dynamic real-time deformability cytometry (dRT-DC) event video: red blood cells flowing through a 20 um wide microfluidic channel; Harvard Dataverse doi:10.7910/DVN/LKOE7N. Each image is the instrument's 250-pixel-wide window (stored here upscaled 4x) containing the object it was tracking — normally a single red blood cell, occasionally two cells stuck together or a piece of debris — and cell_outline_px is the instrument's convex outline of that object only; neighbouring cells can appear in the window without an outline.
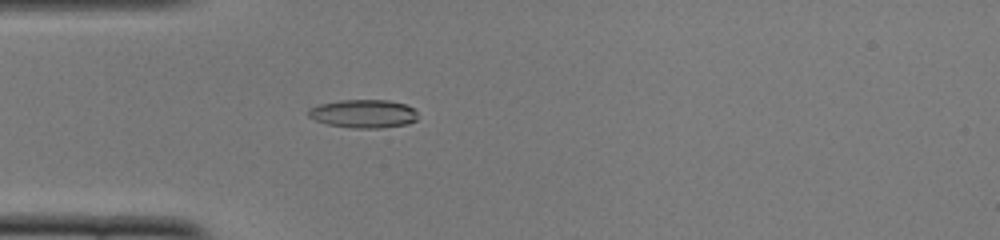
{"species": "common noctule bat (a hibernating species)", "species_latin": "Nyctalus noctula", "temperature_condition": "cold", "stored_images_in_passage": 51, "camera_frame_rate_fps": 3000, "um_per_image_px": 0.085, "animal": {"sex": "female", "body_mass_g": 22.0, "forearm_length_mm": 56.7}, "frame": {"image": 1, "passage_image": 15, "time_ms": 4.667, "image_size_px": [1000, 240], "cell_outline_px": [[416, 120], [408, 124], [384, 128], [352, 128], [328, 124], [316, 120], [308, 116], [308, 108], [320, 104], [340, 100], [388, 100], [404, 104], [416, 108]], "centroid_in_image_um": [30.91, 9.66], "position_along_channel_um": 54.1, "area_um2": 18.15}}
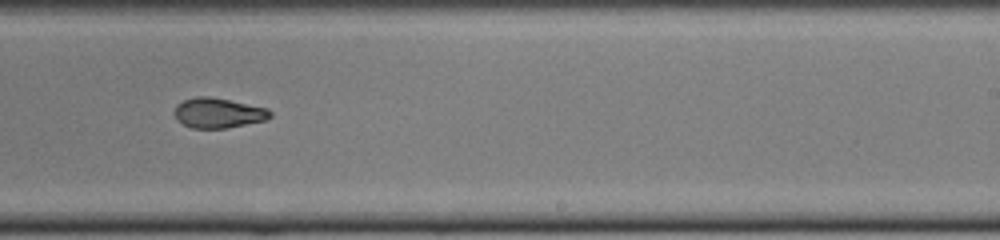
{"frame": {"image": 2, "passage_image": 32, "time_ms": 10.333, "image_size_px": [1000, 240], "cell_outline_px": [[272, 116], [268, 120], [228, 128], [192, 128], [176, 120], [172, 112], [176, 104], [184, 100], [196, 96], [208, 96], [268, 108], [272, 112]], "centroid_in_image_um": [18.54, 9.61], "position_along_channel_um": 270.5, "area_um2": 16.99}}
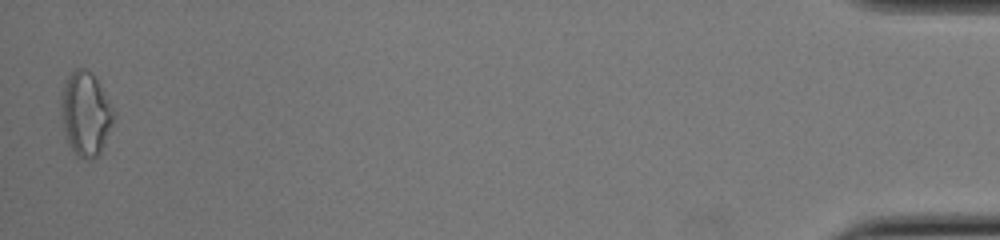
{"frame": {"image": 3, "passage_image": 51, "time_ms": 16.667, "image_size_px": [1000, 240], "cell_outline_px": [[116, 112], [112, 124], [104, 144], [100, 152], [96, 156], [84, 160], [68, 144], [64, 132], [60, 104], [60, 92], [64, 80], [76, 68], [84, 68], [92, 72]], "centroid_in_image_um": [7.26, 9.62], "position_along_channel_um": 427.9, "area_um2": 25.72}, "authors_computed_cell_mechanics": {"area_um2": 17.34, "velocity_mm_per_s": 3.9227, "shape_relaxation_time_tau1_ms": 8.2953, "shape_relaxation_time_tau2_ms": 2.4774, "deformation_change_tau1": 0.2307, "deformation_change_tau2": 0.0767}}